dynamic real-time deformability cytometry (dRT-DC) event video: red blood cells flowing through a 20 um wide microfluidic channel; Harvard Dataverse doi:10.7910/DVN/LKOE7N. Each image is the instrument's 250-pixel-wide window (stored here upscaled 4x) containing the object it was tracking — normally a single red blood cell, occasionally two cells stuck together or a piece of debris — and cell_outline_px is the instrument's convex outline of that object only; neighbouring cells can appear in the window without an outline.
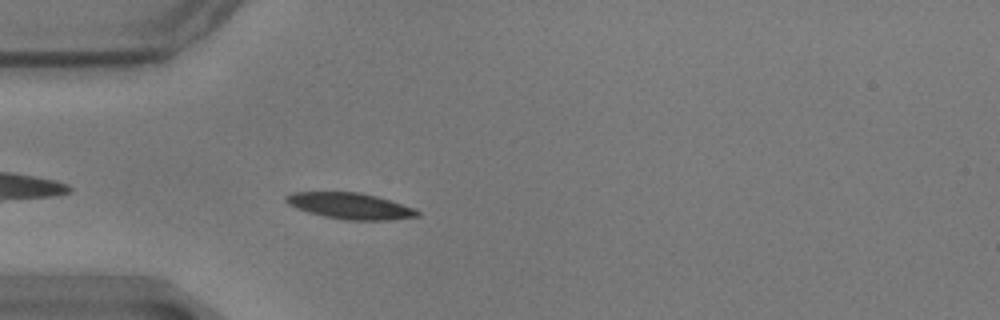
{"species": "common noctule bat (a hibernating species)", "species_latin": "Nyctalus noctula", "temperature_condition": "warm", "stored_images_in_passage": 45, "camera_frame_rate_fps": 3000, "um_per_image_px": 0.085, "animal": {"sex": "male", "body_mass_g": 17.9}, "frame": {"image": 1, "passage_image": 4, "time_ms": 1.0, "image_size_px": [1000, 320], "cell_outline_px": [[420, 216], [388, 220], [348, 220], [324, 216], [308, 212], [296, 208], [288, 204], [284, 200], [284, 196], [292, 192], [360, 192], [376, 196], [416, 208], [420, 212]], "centroid_in_image_um": [29.76, 17.5], "position_along_channel_um": 55.2, "area_um2": 20.06}}
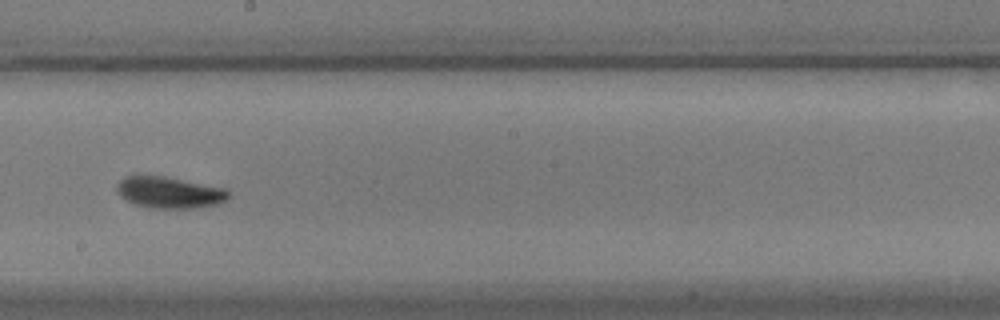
{"frame": {"image": 2, "passage_image": 20, "time_ms": 6.333, "image_size_px": [1000, 320], "cell_outline_px": [[232, 192], [224, 200], [216, 204], [192, 208], [148, 208], [136, 204], [120, 196], [116, 192], [116, 184], [124, 176], [164, 176], [228, 188]], "centroid_in_image_um": [14.4, 16.35], "position_along_channel_um": 233.8, "area_um2": 20.52}}
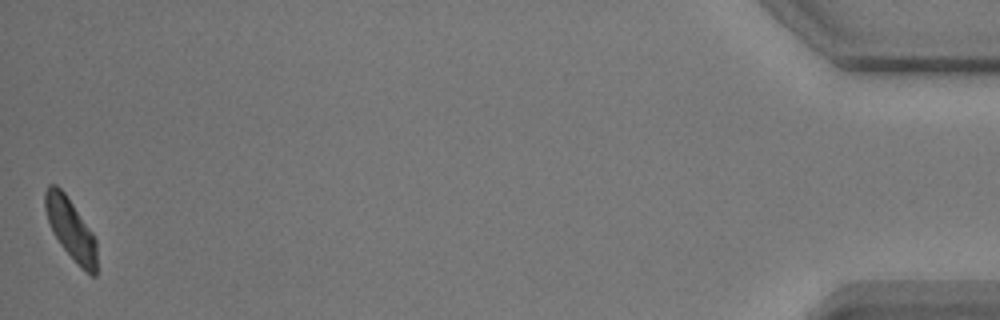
{"frame": {"image": 3, "passage_image": 45, "time_ms": 14.667, "image_size_px": [1000, 320], "cell_outline_px": [[96, 276], [92, 276], [80, 268], [60, 244], [52, 232], [44, 208], [44, 192], [48, 184], [56, 184], [64, 192], [92, 232], [96, 240]], "centroid_in_image_um": [5.99, 19.46], "position_along_channel_um": 429.2, "area_um2": 18.38}, "authors_computed_cell_mechanics": {"area_um2": 19.5942, "velocity_mm_per_s": 3.4591, "shape_relaxation_time_tau1_ms": 3.0254, "shape_relaxation_time_tau2_ms": 3.9903, "deformation_change_tau1": 0.0974, "deformation_change_tau2": 0.0802}}